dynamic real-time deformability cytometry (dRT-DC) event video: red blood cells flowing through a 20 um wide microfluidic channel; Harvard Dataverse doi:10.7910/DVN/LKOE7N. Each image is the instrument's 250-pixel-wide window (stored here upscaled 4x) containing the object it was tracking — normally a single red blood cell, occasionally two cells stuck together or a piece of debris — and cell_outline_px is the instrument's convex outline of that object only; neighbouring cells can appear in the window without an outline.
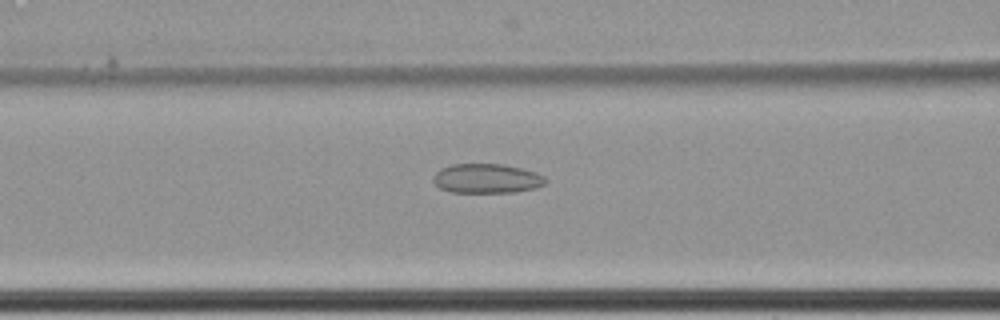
{"species": "common noctule bat (a hibernating species)", "species_latin": "Nyctalus noctula", "temperature_condition": "cold", "stored_images_in_passage": 63, "camera_frame_rate_fps": 3000, "um_per_image_px": 0.085, "animal": {"sex": "female", "body_mass_g": 22.7, "forearm_length_mm": 54.2}, "frame": {"image": 1, "passage_image": 29, "time_ms": 9.333, "image_size_px": [1000, 320], "cell_outline_px": [[548, 180], [544, 184], [536, 188], [516, 192], [452, 192], [440, 188], [432, 180], [432, 176], [440, 168], [452, 164], [504, 164], [536, 172], [544, 176]], "centroid_in_image_um": [41.37, 15.17], "position_along_channel_um": 125.2, "area_um2": 19.36}}
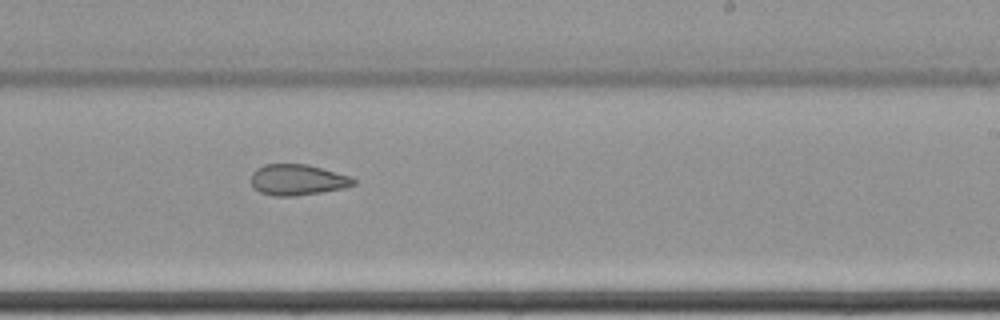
{"frame": {"image": 2, "passage_image": 41, "time_ms": 13.333, "image_size_px": [1000, 320], "cell_outline_px": [[356, 184], [344, 188], [296, 196], [272, 196], [260, 192], [252, 188], [252, 172], [256, 168], [264, 164], [308, 164], [352, 176], [356, 180]], "centroid_in_image_um": [25.3, 15.28], "position_along_channel_um": 263.7, "area_um2": 18.67}}
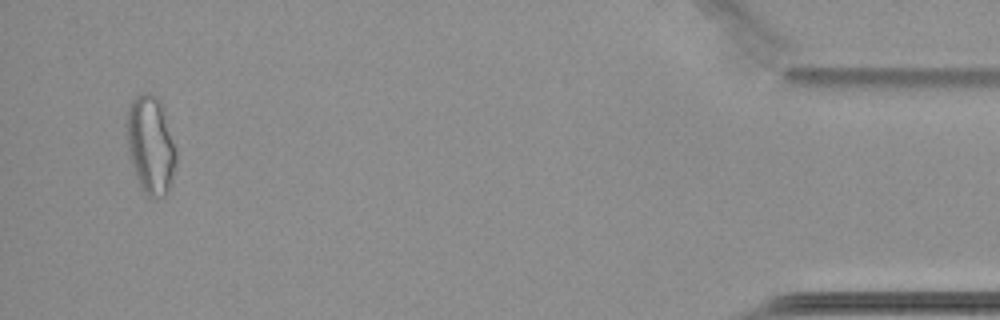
{"frame": {"image": 3, "passage_image": 61, "time_ms": 20.0, "image_size_px": [1000, 320], "cell_outline_px": [[176, 168], [168, 192], [164, 196], [152, 200], [144, 192], [136, 176], [128, 152], [124, 124], [128, 108], [132, 100], [140, 92], [148, 92], [156, 96], [160, 100], [164, 108], [176, 148]], "centroid_in_image_um": [12.8, 12.29], "position_along_channel_um": 422.4, "area_um2": 29.02}, "authors_computed_cell_mechanics": {"area_um2": 24.0448, "velocity_mm_per_s": 3.4662, "shape_relaxation_time_tau1_ms": null, "shape_relaxation_time_tau2_ms": 4.2384, "deformation_change_tau1": null, "deformation_change_tau2": 0.1082}}